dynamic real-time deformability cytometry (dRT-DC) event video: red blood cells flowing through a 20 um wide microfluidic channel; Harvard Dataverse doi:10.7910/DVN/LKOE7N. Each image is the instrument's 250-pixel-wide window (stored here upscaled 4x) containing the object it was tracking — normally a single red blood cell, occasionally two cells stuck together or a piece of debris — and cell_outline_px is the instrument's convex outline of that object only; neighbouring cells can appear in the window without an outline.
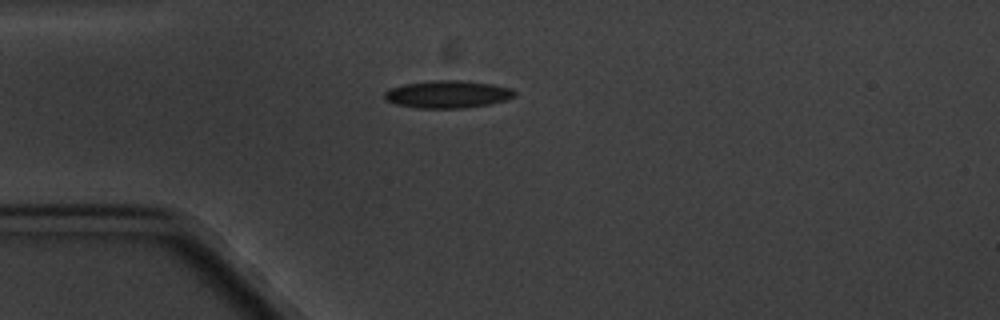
{"species": "common noctule bat (a hibernating species)", "species_latin": "Nyctalus noctula", "temperature_condition": "cold", "stored_images_in_passage": 2, "camera_frame_rate_fps": 3000, "um_per_image_px": 0.085, "animal": {"sex": "male", "body_mass_g": 20.1, "forearm_length_mm": 53.5}, "frame": {"image": 1, "passage_image": 1, "time_ms": 0.0, "image_size_px": [1000, 320], "cell_outline_px": [[516, 96], [504, 100], [488, 104], [464, 108], [416, 108], [396, 104], [384, 100], [384, 92], [388, 88], [404, 84], [432, 80], [464, 80], [492, 84], [512, 88], [516, 92]], "centroid_in_image_um": [38.02, 8.0], "position_along_channel_um": 47.0, "area_um2": 21.04}}